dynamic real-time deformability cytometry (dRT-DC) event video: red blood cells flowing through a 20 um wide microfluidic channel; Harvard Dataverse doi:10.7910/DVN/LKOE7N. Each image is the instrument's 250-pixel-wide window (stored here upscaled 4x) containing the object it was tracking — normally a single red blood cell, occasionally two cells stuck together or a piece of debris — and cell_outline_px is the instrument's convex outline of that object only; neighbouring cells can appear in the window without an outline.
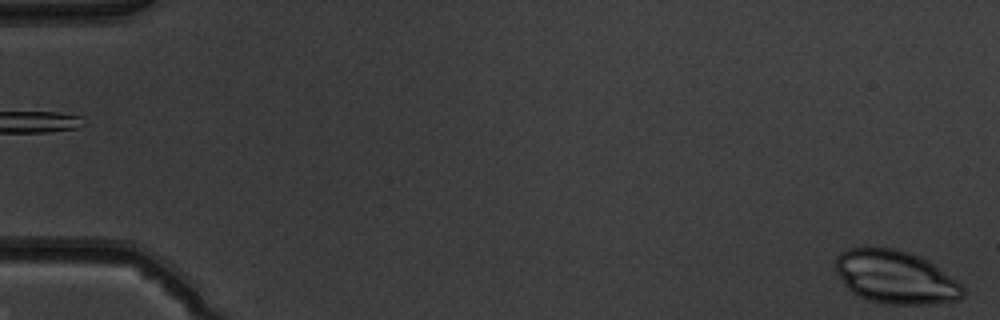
{"species": "common noctule bat (a hibernating species)", "species_latin": "Nyctalus noctula", "temperature_condition": "warm", "stored_images_in_passage": 17, "camera_frame_rate_fps": 3000, "um_per_image_px": 0.085, "animal": {"sex": "male", "body_mass_g": 19.5, "forearm_length_mm": 54.6}, "frame": {"image": 1, "passage_image": 1, "time_ms": 0.0, "image_size_px": [1000, 320], "cell_outline_px": [[964, 296], [960, 300], [936, 304], [888, 304], [868, 300], [852, 292], [844, 284], [836, 272], [836, 256], [840, 252], [848, 248], [896, 248], [908, 252], [928, 260], [956, 280], [964, 288]], "centroid_in_image_um": [76.13, 23.56], "position_along_channel_um": 8.9, "area_um2": 39.48}}